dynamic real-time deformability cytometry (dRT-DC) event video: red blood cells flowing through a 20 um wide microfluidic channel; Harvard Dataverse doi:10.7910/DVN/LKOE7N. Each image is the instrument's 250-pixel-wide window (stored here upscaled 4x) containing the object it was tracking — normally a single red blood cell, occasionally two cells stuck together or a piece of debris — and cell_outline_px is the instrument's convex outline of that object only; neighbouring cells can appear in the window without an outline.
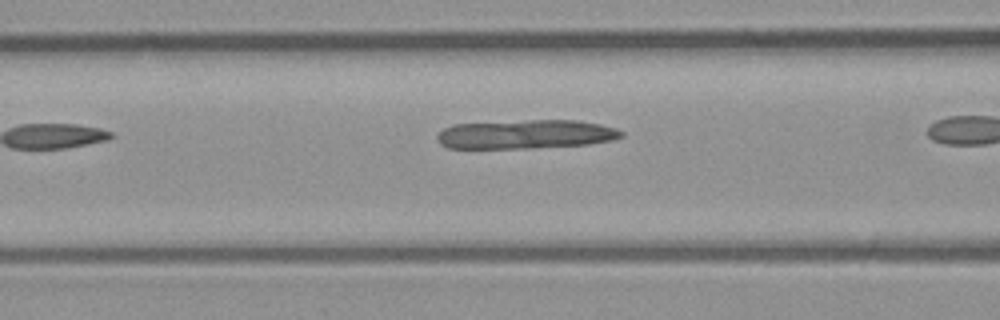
{"species": "common noctule bat (a hibernating species)", "species_latin": "Nyctalus noctula", "temperature_condition": "room temperature", "stored_images_in_passage": 6, "camera_frame_rate_fps": 3000, "um_per_image_px": 0.085, "animal": {"sex": "male", "body_mass_g": 23.1, "forearm_length_mm": 52.7}, "frame": {"image": 1, "passage_image": 5, "time_ms": 1.333, "image_size_px": [1000, 320], "cell_outline_px": [[624, 136], [612, 140], [588, 144], [532, 148], [448, 148], [440, 144], [436, 140], [436, 136], [444, 128], [452, 124], [528, 120], [576, 120], [600, 124], [616, 128], [624, 132]], "centroid_in_image_um": [44.68, 11.41], "position_along_channel_um": 121.9, "area_um2": 31.27}}